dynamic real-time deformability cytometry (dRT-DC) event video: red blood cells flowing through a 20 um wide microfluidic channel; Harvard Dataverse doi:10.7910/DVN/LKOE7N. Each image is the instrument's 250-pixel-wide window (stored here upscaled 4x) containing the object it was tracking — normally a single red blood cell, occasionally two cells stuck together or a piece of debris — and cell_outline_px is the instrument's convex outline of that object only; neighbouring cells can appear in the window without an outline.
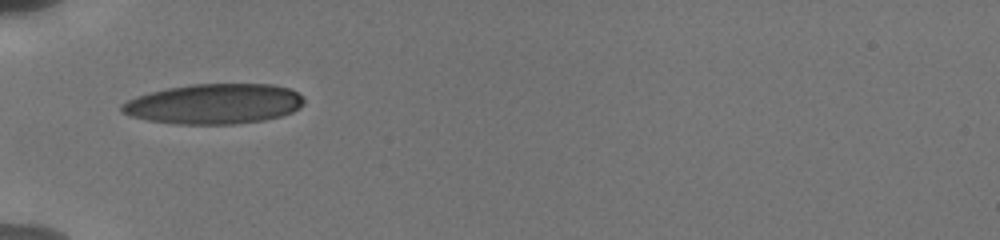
{"species": "human", "species_latin": "Homo sapiens", "temperature_condition": "cold", "stored_images_in_passage": 34, "camera_frame_rate_fps": 3000, "um_per_image_px": 0.085, "donor": {"sex": "male"}, "frame": {"image": 1, "passage_image": 1, "time_ms": 0.0, "image_size_px": [1000, 240], "cell_outline_px": [[304, 104], [300, 108], [292, 112], [280, 116], [264, 120], [236, 124], [176, 124], [148, 120], [132, 116], [120, 112], [120, 104], [136, 96], [148, 92], [168, 88], [192, 84], [272, 84], [288, 88], [304, 96]], "centroid_in_image_um": [18.2, 8.83], "position_along_channel_um": 66.8, "area_um2": 42.83}}
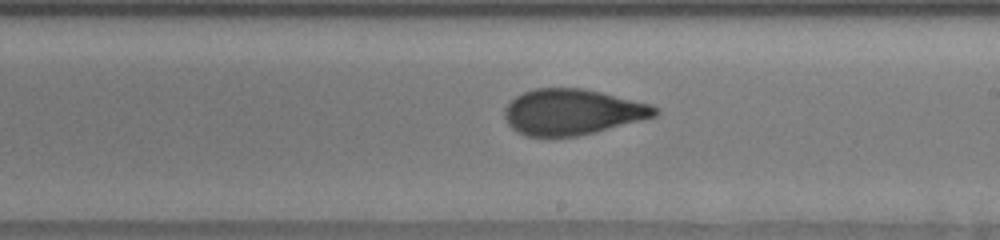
{"frame": {"image": 2, "passage_image": 13, "time_ms": 4.667, "image_size_px": [1000, 240], "cell_outline_px": [[660, 112], [656, 116], [576, 136], [524, 136], [516, 132], [508, 124], [504, 116], [504, 108], [516, 96], [524, 92], [536, 88], [584, 88], [652, 104], [660, 108]], "centroid_in_image_um": [48.64, 9.5], "position_along_channel_um": 240.4, "area_um2": 39.94}}
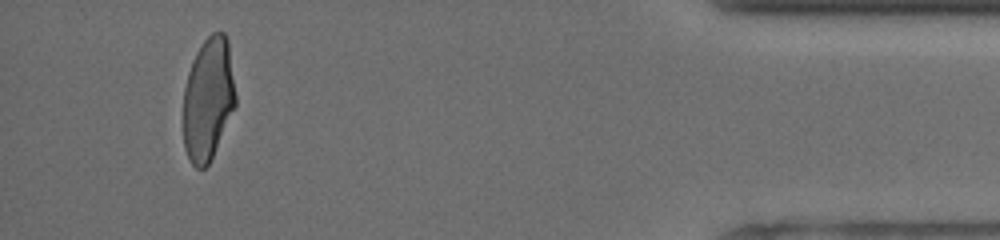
{"frame": {"image": 3, "passage_image": 31, "time_ms": 10.667, "image_size_px": [1000, 240], "cell_outline_px": [[236, 104], [212, 156], [208, 164], [204, 168], [196, 168], [192, 164], [184, 148], [184, 88], [188, 72], [192, 60], [196, 52], [204, 40], [212, 32], [224, 32], [228, 40], [236, 96]], "centroid_in_image_um": [17.69, 8.38], "position_along_channel_um": 417.5, "area_um2": 37.17}, "authors_computed_cell_mechanics": {"area_um2": 40.1421, "velocity_mm_per_s": 3.831, "shape_relaxation_time_tau1_ms": 5.8911, "shape_relaxation_time_tau2_ms": 0.9481, "deformation_change_tau1": 0.1973, "deformation_change_tau2": 0.0679}}